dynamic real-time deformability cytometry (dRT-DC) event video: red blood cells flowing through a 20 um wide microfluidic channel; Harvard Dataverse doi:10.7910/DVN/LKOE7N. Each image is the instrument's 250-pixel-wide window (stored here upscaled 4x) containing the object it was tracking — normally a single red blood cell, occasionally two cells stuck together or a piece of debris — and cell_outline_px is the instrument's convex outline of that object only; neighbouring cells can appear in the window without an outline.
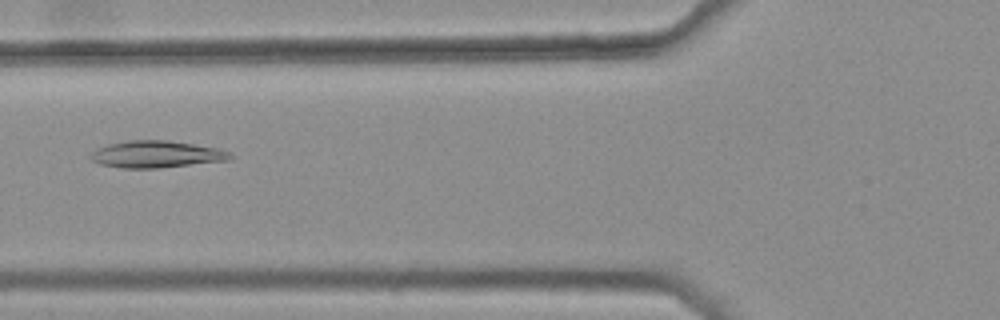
{"species": "common noctule bat (a hibernating species)", "species_latin": "Nyctalus noctula", "temperature_condition": "warm", "stored_images_in_passage": 47, "camera_frame_rate_fps": 3000, "um_per_image_px": 0.085, "animal": {"sex": "female", "body_mass_g": 25.1}, "frame": {"image": 1, "passage_image": 20, "time_ms": 6.333, "image_size_px": [1000, 320], "cell_outline_px": [[236, 156], [228, 160], [160, 168], [120, 168], [100, 164], [92, 160], [88, 156], [92, 152], [108, 144], [128, 140], [168, 140], [216, 148], [232, 152]], "centroid_in_image_um": [13.31, 13.12], "position_along_channel_um": 112.5, "area_um2": 21.91}}
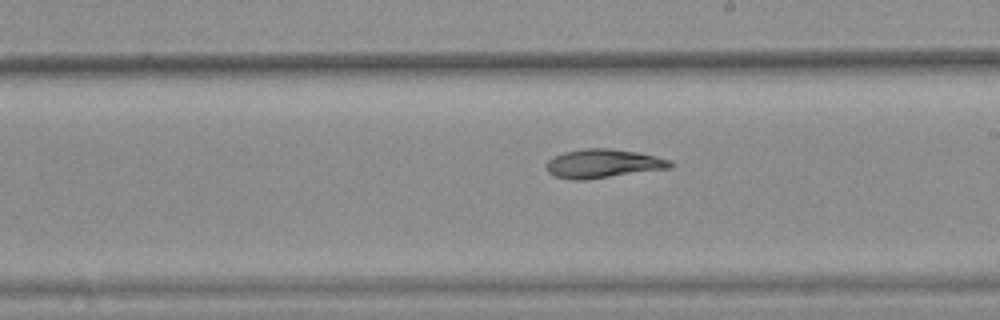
{"frame": {"image": 2, "passage_image": 30, "time_ms": 9.667, "image_size_px": [1000, 320], "cell_outline_px": [[676, 164], [672, 168], [584, 180], [572, 180], [556, 176], [548, 172], [548, 160], [552, 156], [564, 152], [584, 148], [608, 148], [636, 152], [656, 156], [672, 160]], "centroid_in_image_um": [51.31, 13.9], "position_along_channel_um": 237.7, "area_um2": 20.87}}
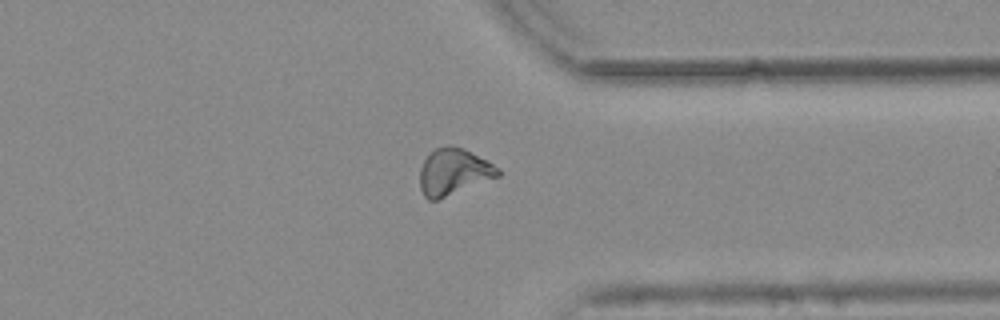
{"frame": {"image": 3, "passage_image": 41, "time_ms": 13.333, "image_size_px": [1000, 320], "cell_outline_px": [[500, 176], [436, 200], [428, 200], [424, 196], [420, 188], [420, 168], [428, 152], [436, 148], [448, 144], [464, 148], [500, 168]], "centroid_in_image_um": [38.54, 14.59], "position_along_channel_um": 372.9, "area_um2": 21.21}, "authors_computed_cell_mechanics": {"area_um2": 20.808, "velocity_mm_per_s": 3.7686, "shape_relaxation_time_tau1_ms": null, "shape_relaxation_time_tau2_ms": 8.8162, "deformation_change_tau1": null, "deformation_change_tau2": 0.1287}}